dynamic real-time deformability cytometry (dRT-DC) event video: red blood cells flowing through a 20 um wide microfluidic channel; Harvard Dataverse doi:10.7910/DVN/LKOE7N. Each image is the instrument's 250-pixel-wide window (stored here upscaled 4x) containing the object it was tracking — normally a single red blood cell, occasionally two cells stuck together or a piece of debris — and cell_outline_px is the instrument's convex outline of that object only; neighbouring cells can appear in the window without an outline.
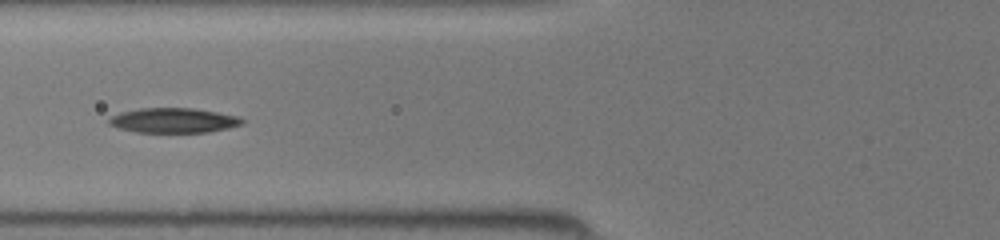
{"species": "common noctule bat (a hibernating species)", "species_latin": "Nyctalus noctula", "temperature_condition": "room temperature", "stored_images_in_passage": 46, "camera_frame_rate_fps": 3000, "um_per_image_px": 0.085, "animal": {"sex": "female", "body_mass_g": 19.5, "forearm_length_mm": 54.1}, "frame": {"image": 1, "passage_image": 19, "time_ms": 6.0, "image_size_px": [1000, 240], "cell_outline_px": [[244, 124], [228, 128], [208, 132], [136, 132], [120, 128], [108, 124], [108, 120], [112, 116], [120, 112], [140, 108], [196, 108], [240, 116], [244, 120]], "centroid_in_image_um": [14.79, 10.23], "position_along_channel_um": 111.0, "area_um2": 19.36}}
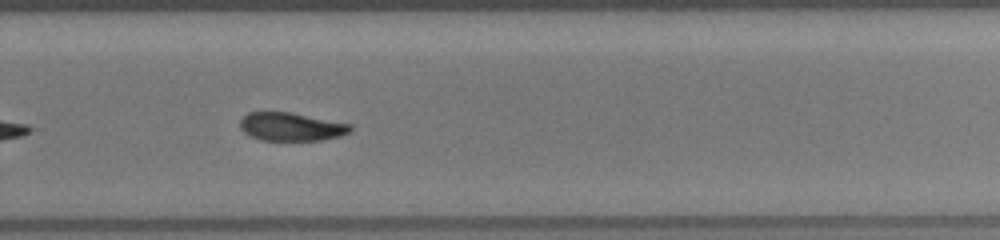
{"frame": {"image": 2, "passage_image": 32, "time_ms": 10.333, "image_size_px": [1000, 240], "cell_outline_px": [[352, 128], [348, 132], [340, 136], [324, 140], [260, 140], [248, 136], [240, 128], [240, 120], [248, 112], [292, 112], [352, 124]], "centroid_in_image_um": [24.74, 10.77], "position_along_channel_um": 305.1, "area_um2": 18.32}}
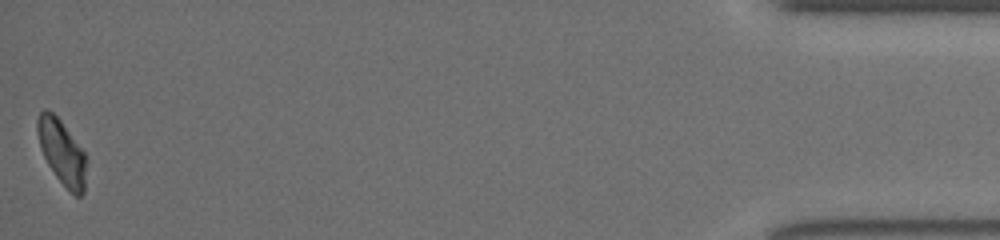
{"frame": {"image": 3, "passage_image": 46, "time_ms": 15.0, "image_size_px": [1000, 240], "cell_outline_px": [[84, 192], [80, 196], [76, 196], [56, 176], [48, 164], [40, 148], [36, 128], [36, 120], [40, 112], [44, 108], [52, 112], [60, 120], [84, 152]], "centroid_in_image_um": [5.2, 12.88], "position_along_channel_um": 430.0, "area_um2": 17.8}}